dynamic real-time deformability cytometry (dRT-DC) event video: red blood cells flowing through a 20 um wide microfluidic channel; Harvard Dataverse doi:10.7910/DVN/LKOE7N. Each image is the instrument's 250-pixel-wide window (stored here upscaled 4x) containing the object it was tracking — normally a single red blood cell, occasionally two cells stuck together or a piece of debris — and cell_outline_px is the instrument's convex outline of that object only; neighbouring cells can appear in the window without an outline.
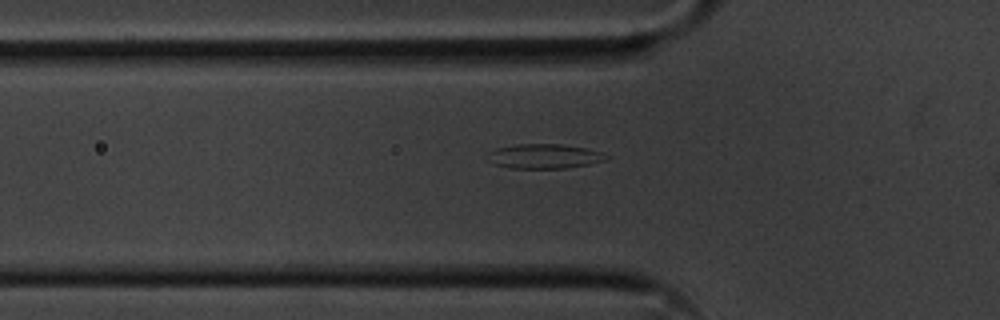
{"species": "common noctule bat (a hibernating species)", "species_latin": "Nyctalus noctula", "temperature_condition": "cold", "stored_images_in_passage": 36, "segment_of_instrument_passage": [1, 2], "camera_frame_rate_fps": 3000, "um_per_image_px": 0.085, "animal": {"sex": "male", "body_mass_g": 20.1, "forearm_length_mm": 53.5}, "frame": {"image": 1, "passage_image": 6, "time_ms": 1.667, "image_size_px": [1000, 320], "cell_outline_px": [[612, 156], [608, 160], [588, 164], [564, 168], [508, 168], [496, 164], [488, 160], [488, 152], [496, 148], [516, 144], [560, 144], [584, 148], [600, 152]], "centroid_in_image_um": [46.27, 13.28], "position_along_channel_um": 79.5, "area_um2": 16.94}}
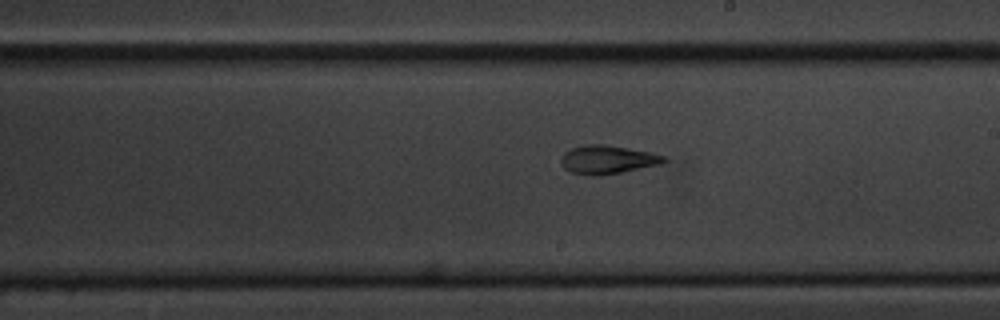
{"frame": {"image": 2, "passage_image": 19, "time_ms": 6.0, "image_size_px": [1000, 320], "cell_outline_px": [[668, 160], [664, 164], [600, 176], [592, 176], [572, 172], [564, 168], [560, 164], [560, 160], [564, 152], [572, 148], [588, 144], [604, 144], [628, 148], [648, 152], [664, 156]], "centroid_in_image_um": [51.64, 13.58], "position_along_channel_um": 237.4, "area_um2": 17.17}}
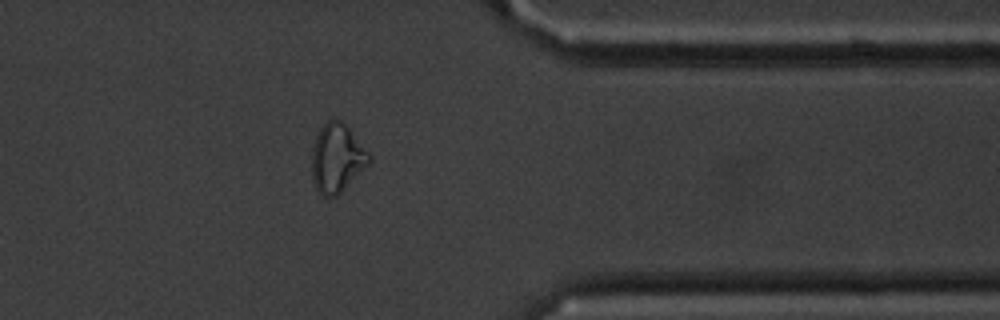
{"frame": {"image": 3, "passage_image": 32, "time_ms": 10.333, "image_size_px": [1000, 320], "cell_outline_px": [[372, 160], [336, 196], [320, 196], [316, 192], [312, 176], [312, 148], [316, 136], [320, 128], [328, 120], [340, 120], [348, 128], [372, 156]], "centroid_in_image_um": [28.61, 13.46], "position_along_channel_um": 382.8, "area_um2": 22.6}}